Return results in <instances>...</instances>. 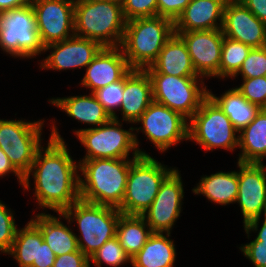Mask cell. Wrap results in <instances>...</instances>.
<instances>
[{
    "mask_svg": "<svg viewBox=\"0 0 266 267\" xmlns=\"http://www.w3.org/2000/svg\"><path fill=\"white\" fill-rule=\"evenodd\" d=\"M44 148L41 146L33 164L24 176L23 189H30V174L34 177V196L40 208H49L62 213L80 199L79 163L77 164L67 149V144L59 135L56 125Z\"/></svg>",
    "mask_w": 266,
    "mask_h": 267,
    "instance_id": "1",
    "label": "cell"
},
{
    "mask_svg": "<svg viewBox=\"0 0 266 267\" xmlns=\"http://www.w3.org/2000/svg\"><path fill=\"white\" fill-rule=\"evenodd\" d=\"M138 157L81 160L79 171L80 199L99 205L119 208L122 204L131 164Z\"/></svg>",
    "mask_w": 266,
    "mask_h": 267,
    "instance_id": "2",
    "label": "cell"
},
{
    "mask_svg": "<svg viewBox=\"0 0 266 267\" xmlns=\"http://www.w3.org/2000/svg\"><path fill=\"white\" fill-rule=\"evenodd\" d=\"M122 4L107 0H75V36L120 47L126 26Z\"/></svg>",
    "mask_w": 266,
    "mask_h": 267,
    "instance_id": "3",
    "label": "cell"
},
{
    "mask_svg": "<svg viewBox=\"0 0 266 267\" xmlns=\"http://www.w3.org/2000/svg\"><path fill=\"white\" fill-rule=\"evenodd\" d=\"M173 34L174 23L166 17L154 16L127 21L120 48L129 67L144 70L151 66Z\"/></svg>",
    "mask_w": 266,
    "mask_h": 267,
    "instance_id": "4",
    "label": "cell"
},
{
    "mask_svg": "<svg viewBox=\"0 0 266 267\" xmlns=\"http://www.w3.org/2000/svg\"><path fill=\"white\" fill-rule=\"evenodd\" d=\"M122 213L118 208L77 200L62 212V217L70 224H78L80 237L77 244L86 256L90 257L106 241L116 236V226Z\"/></svg>",
    "mask_w": 266,
    "mask_h": 267,
    "instance_id": "5",
    "label": "cell"
},
{
    "mask_svg": "<svg viewBox=\"0 0 266 267\" xmlns=\"http://www.w3.org/2000/svg\"><path fill=\"white\" fill-rule=\"evenodd\" d=\"M121 123L120 120L112 118L101 126L76 130L77 138L87 149L82 160L129 158L131 151H133V157L149 156L148 153L139 149L136 133H132L133 127L125 130L121 128L123 126Z\"/></svg>",
    "mask_w": 266,
    "mask_h": 267,
    "instance_id": "6",
    "label": "cell"
},
{
    "mask_svg": "<svg viewBox=\"0 0 266 267\" xmlns=\"http://www.w3.org/2000/svg\"><path fill=\"white\" fill-rule=\"evenodd\" d=\"M175 168H167L149 156H139L130 166L126 191L118 210L125 215L141 216L154 201L164 179Z\"/></svg>",
    "mask_w": 266,
    "mask_h": 267,
    "instance_id": "7",
    "label": "cell"
},
{
    "mask_svg": "<svg viewBox=\"0 0 266 267\" xmlns=\"http://www.w3.org/2000/svg\"><path fill=\"white\" fill-rule=\"evenodd\" d=\"M188 121V140L195 141L205 151L238 148L239 136L236 133L239 131L209 96Z\"/></svg>",
    "mask_w": 266,
    "mask_h": 267,
    "instance_id": "8",
    "label": "cell"
},
{
    "mask_svg": "<svg viewBox=\"0 0 266 267\" xmlns=\"http://www.w3.org/2000/svg\"><path fill=\"white\" fill-rule=\"evenodd\" d=\"M147 74L152 83L153 100L181 113L188 120L208 97L209 90L204 86L202 77H178L162 73Z\"/></svg>",
    "mask_w": 266,
    "mask_h": 267,
    "instance_id": "9",
    "label": "cell"
},
{
    "mask_svg": "<svg viewBox=\"0 0 266 267\" xmlns=\"http://www.w3.org/2000/svg\"><path fill=\"white\" fill-rule=\"evenodd\" d=\"M0 48L13 57L32 58L44 53L31 4L2 12Z\"/></svg>",
    "mask_w": 266,
    "mask_h": 267,
    "instance_id": "10",
    "label": "cell"
},
{
    "mask_svg": "<svg viewBox=\"0 0 266 267\" xmlns=\"http://www.w3.org/2000/svg\"><path fill=\"white\" fill-rule=\"evenodd\" d=\"M42 125L44 120L26 122L22 119H0V148L23 176L30 170L36 153L42 146Z\"/></svg>",
    "mask_w": 266,
    "mask_h": 267,
    "instance_id": "11",
    "label": "cell"
},
{
    "mask_svg": "<svg viewBox=\"0 0 266 267\" xmlns=\"http://www.w3.org/2000/svg\"><path fill=\"white\" fill-rule=\"evenodd\" d=\"M187 120L181 113L153 100L136 121L142 126L133 129L137 133L142 131L160 152H165L178 142L188 140Z\"/></svg>",
    "mask_w": 266,
    "mask_h": 267,
    "instance_id": "12",
    "label": "cell"
},
{
    "mask_svg": "<svg viewBox=\"0 0 266 267\" xmlns=\"http://www.w3.org/2000/svg\"><path fill=\"white\" fill-rule=\"evenodd\" d=\"M30 4L43 47L75 35V0H30Z\"/></svg>",
    "mask_w": 266,
    "mask_h": 267,
    "instance_id": "13",
    "label": "cell"
},
{
    "mask_svg": "<svg viewBox=\"0 0 266 267\" xmlns=\"http://www.w3.org/2000/svg\"><path fill=\"white\" fill-rule=\"evenodd\" d=\"M183 183L175 168L161 183L151 206L141 215L153 232L170 233L181 213Z\"/></svg>",
    "mask_w": 266,
    "mask_h": 267,
    "instance_id": "14",
    "label": "cell"
},
{
    "mask_svg": "<svg viewBox=\"0 0 266 267\" xmlns=\"http://www.w3.org/2000/svg\"><path fill=\"white\" fill-rule=\"evenodd\" d=\"M185 42L199 77L219 78L224 35L222 29L174 32Z\"/></svg>",
    "mask_w": 266,
    "mask_h": 267,
    "instance_id": "15",
    "label": "cell"
},
{
    "mask_svg": "<svg viewBox=\"0 0 266 267\" xmlns=\"http://www.w3.org/2000/svg\"><path fill=\"white\" fill-rule=\"evenodd\" d=\"M238 195L235 203L240 206L244 226L262 216L266 204V165L263 163L237 162Z\"/></svg>",
    "mask_w": 266,
    "mask_h": 267,
    "instance_id": "16",
    "label": "cell"
},
{
    "mask_svg": "<svg viewBox=\"0 0 266 267\" xmlns=\"http://www.w3.org/2000/svg\"><path fill=\"white\" fill-rule=\"evenodd\" d=\"M222 32L224 37L251 48L266 46V24L238 0L225 4Z\"/></svg>",
    "mask_w": 266,
    "mask_h": 267,
    "instance_id": "17",
    "label": "cell"
},
{
    "mask_svg": "<svg viewBox=\"0 0 266 267\" xmlns=\"http://www.w3.org/2000/svg\"><path fill=\"white\" fill-rule=\"evenodd\" d=\"M103 47L96 41L72 36L44 47L51 54L41 62V69L67 70L87 67Z\"/></svg>",
    "mask_w": 266,
    "mask_h": 267,
    "instance_id": "18",
    "label": "cell"
},
{
    "mask_svg": "<svg viewBox=\"0 0 266 267\" xmlns=\"http://www.w3.org/2000/svg\"><path fill=\"white\" fill-rule=\"evenodd\" d=\"M130 69L120 47H103L88 64L80 84L94 93L119 81Z\"/></svg>",
    "mask_w": 266,
    "mask_h": 267,
    "instance_id": "19",
    "label": "cell"
},
{
    "mask_svg": "<svg viewBox=\"0 0 266 267\" xmlns=\"http://www.w3.org/2000/svg\"><path fill=\"white\" fill-rule=\"evenodd\" d=\"M152 101V83L147 72L130 69L124 75L123 98L120 106L122 120L136 124Z\"/></svg>",
    "mask_w": 266,
    "mask_h": 267,
    "instance_id": "20",
    "label": "cell"
},
{
    "mask_svg": "<svg viewBox=\"0 0 266 267\" xmlns=\"http://www.w3.org/2000/svg\"><path fill=\"white\" fill-rule=\"evenodd\" d=\"M225 4L223 0H191L173 22L174 32L222 29Z\"/></svg>",
    "mask_w": 266,
    "mask_h": 267,
    "instance_id": "21",
    "label": "cell"
},
{
    "mask_svg": "<svg viewBox=\"0 0 266 267\" xmlns=\"http://www.w3.org/2000/svg\"><path fill=\"white\" fill-rule=\"evenodd\" d=\"M144 70L147 73H162L178 77H199L185 42L176 33L166 41L151 66Z\"/></svg>",
    "mask_w": 266,
    "mask_h": 267,
    "instance_id": "22",
    "label": "cell"
},
{
    "mask_svg": "<svg viewBox=\"0 0 266 267\" xmlns=\"http://www.w3.org/2000/svg\"><path fill=\"white\" fill-rule=\"evenodd\" d=\"M59 218L51 214H36L30 221L41 231L44 241L56 256L77 251V235L60 221L62 213H58Z\"/></svg>",
    "mask_w": 266,
    "mask_h": 267,
    "instance_id": "23",
    "label": "cell"
},
{
    "mask_svg": "<svg viewBox=\"0 0 266 267\" xmlns=\"http://www.w3.org/2000/svg\"><path fill=\"white\" fill-rule=\"evenodd\" d=\"M49 102L79 122L95 127L101 126L112 119L94 93H90L88 96L52 98Z\"/></svg>",
    "mask_w": 266,
    "mask_h": 267,
    "instance_id": "24",
    "label": "cell"
},
{
    "mask_svg": "<svg viewBox=\"0 0 266 267\" xmlns=\"http://www.w3.org/2000/svg\"><path fill=\"white\" fill-rule=\"evenodd\" d=\"M238 136V147L242 150L238 162L263 163L266 157V109H260Z\"/></svg>",
    "mask_w": 266,
    "mask_h": 267,
    "instance_id": "25",
    "label": "cell"
},
{
    "mask_svg": "<svg viewBox=\"0 0 266 267\" xmlns=\"http://www.w3.org/2000/svg\"><path fill=\"white\" fill-rule=\"evenodd\" d=\"M166 235V236H165ZM153 232L142 249L131 258L133 267H173L175 244L168 239L170 233Z\"/></svg>",
    "mask_w": 266,
    "mask_h": 267,
    "instance_id": "26",
    "label": "cell"
},
{
    "mask_svg": "<svg viewBox=\"0 0 266 267\" xmlns=\"http://www.w3.org/2000/svg\"><path fill=\"white\" fill-rule=\"evenodd\" d=\"M192 191L219 205L235 203L238 195V171L205 175Z\"/></svg>",
    "mask_w": 266,
    "mask_h": 267,
    "instance_id": "27",
    "label": "cell"
},
{
    "mask_svg": "<svg viewBox=\"0 0 266 267\" xmlns=\"http://www.w3.org/2000/svg\"><path fill=\"white\" fill-rule=\"evenodd\" d=\"M153 231L139 215L121 214L116 226V236L122 249L132 258L148 241Z\"/></svg>",
    "mask_w": 266,
    "mask_h": 267,
    "instance_id": "28",
    "label": "cell"
},
{
    "mask_svg": "<svg viewBox=\"0 0 266 267\" xmlns=\"http://www.w3.org/2000/svg\"><path fill=\"white\" fill-rule=\"evenodd\" d=\"M208 96L228 116L233 126L240 132L260 111L257 105L248 102L234 87L227 90L220 97L208 91Z\"/></svg>",
    "mask_w": 266,
    "mask_h": 267,
    "instance_id": "29",
    "label": "cell"
},
{
    "mask_svg": "<svg viewBox=\"0 0 266 267\" xmlns=\"http://www.w3.org/2000/svg\"><path fill=\"white\" fill-rule=\"evenodd\" d=\"M43 241L41 231L29 221L24 228L17 229L7 254L13 256L19 267H32V264H38L39 244Z\"/></svg>",
    "mask_w": 266,
    "mask_h": 267,
    "instance_id": "30",
    "label": "cell"
},
{
    "mask_svg": "<svg viewBox=\"0 0 266 267\" xmlns=\"http://www.w3.org/2000/svg\"><path fill=\"white\" fill-rule=\"evenodd\" d=\"M250 50V46L228 37H224L219 63V78H234Z\"/></svg>",
    "mask_w": 266,
    "mask_h": 267,
    "instance_id": "31",
    "label": "cell"
},
{
    "mask_svg": "<svg viewBox=\"0 0 266 267\" xmlns=\"http://www.w3.org/2000/svg\"><path fill=\"white\" fill-rule=\"evenodd\" d=\"M96 267H101L102 263H106L111 267H119L122 264L130 263V256L122 249L117 236L106 241L97 251L90 257Z\"/></svg>",
    "mask_w": 266,
    "mask_h": 267,
    "instance_id": "32",
    "label": "cell"
},
{
    "mask_svg": "<svg viewBox=\"0 0 266 267\" xmlns=\"http://www.w3.org/2000/svg\"><path fill=\"white\" fill-rule=\"evenodd\" d=\"M123 89H124V76L114 83H111L103 88L98 89L94 92L97 100L109 113V115L118 120L115 109L119 111L122 98H123ZM119 108V109H118Z\"/></svg>",
    "mask_w": 266,
    "mask_h": 267,
    "instance_id": "33",
    "label": "cell"
},
{
    "mask_svg": "<svg viewBox=\"0 0 266 267\" xmlns=\"http://www.w3.org/2000/svg\"><path fill=\"white\" fill-rule=\"evenodd\" d=\"M243 79L266 76V46L251 48L237 75Z\"/></svg>",
    "mask_w": 266,
    "mask_h": 267,
    "instance_id": "34",
    "label": "cell"
},
{
    "mask_svg": "<svg viewBox=\"0 0 266 267\" xmlns=\"http://www.w3.org/2000/svg\"><path fill=\"white\" fill-rule=\"evenodd\" d=\"M236 89L248 102L266 109V76L243 79Z\"/></svg>",
    "mask_w": 266,
    "mask_h": 267,
    "instance_id": "35",
    "label": "cell"
},
{
    "mask_svg": "<svg viewBox=\"0 0 266 267\" xmlns=\"http://www.w3.org/2000/svg\"><path fill=\"white\" fill-rule=\"evenodd\" d=\"M17 231L13 213L0 200V251L7 254L12 247Z\"/></svg>",
    "mask_w": 266,
    "mask_h": 267,
    "instance_id": "36",
    "label": "cell"
},
{
    "mask_svg": "<svg viewBox=\"0 0 266 267\" xmlns=\"http://www.w3.org/2000/svg\"><path fill=\"white\" fill-rule=\"evenodd\" d=\"M126 21L157 16V0H125L122 3Z\"/></svg>",
    "mask_w": 266,
    "mask_h": 267,
    "instance_id": "37",
    "label": "cell"
},
{
    "mask_svg": "<svg viewBox=\"0 0 266 267\" xmlns=\"http://www.w3.org/2000/svg\"><path fill=\"white\" fill-rule=\"evenodd\" d=\"M190 2L191 0H157V16L174 22Z\"/></svg>",
    "mask_w": 266,
    "mask_h": 267,
    "instance_id": "38",
    "label": "cell"
},
{
    "mask_svg": "<svg viewBox=\"0 0 266 267\" xmlns=\"http://www.w3.org/2000/svg\"><path fill=\"white\" fill-rule=\"evenodd\" d=\"M239 249L243 252L255 267H266V245L256 239L242 245Z\"/></svg>",
    "mask_w": 266,
    "mask_h": 267,
    "instance_id": "39",
    "label": "cell"
},
{
    "mask_svg": "<svg viewBox=\"0 0 266 267\" xmlns=\"http://www.w3.org/2000/svg\"><path fill=\"white\" fill-rule=\"evenodd\" d=\"M52 267H90L89 257L81 250L56 256Z\"/></svg>",
    "mask_w": 266,
    "mask_h": 267,
    "instance_id": "40",
    "label": "cell"
},
{
    "mask_svg": "<svg viewBox=\"0 0 266 267\" xmlns=\"http://www.w3.org/2000/svg\"><path fill=\"white\" fill-rule=\"evenodd\" d=\"M55 259L56 255L48 244L43 241L42 244H39L38 264H32V267H52Z\"/></svg>",
    "mask_w": 266,
    "mask_h": 267,
    "instance_id": "41",
    "label": "cell"
},
{
    "mask_svg": "<svg viewBox=\"0 0 266 267\" xmlns=\"http://www.w3.org/2000/svg\"><path fill=\"white\" fill-rule=\"evenodd\" d=\"M260 21L266 24V0H238Z\"/></svg>",
    "mask_w": 266,
    "mask_h": 267,
    "instance_id": "42",
    "label": "cell"
},
{
    "mask_svg": "<svg viewBox=\"0 0 266 267\" xmlns=\"http://www.w3.org/2000/svg\"><path fill=\"white\" fill-rule=\"evenodd\" d=\"M14 173L15 176L19 179L20 185L23 186L24 176L13 166L10 162L8 156L4 153V151L0 148V177Z\"/></svg>",
    "mask_w": 266,
    "mask_h": 267,
    "instance_id": "43",
    "label": "cell"
},
{
    "mask_svg": "<svg viewBox=\"0 0 266 267\" xmlns=\"http://www.w3.org/2000/svg\"><path fill=\"white\" fill-rule=\"evenodd\" d=\"M260 218L253 219L249 221L244 227L246 234H248L249 239V233L251 231H258L257 237L255 238L258 241L262 242V245H266V221L264 220L262 223V226L260 230H258Z\"/></svg>",
    "mask_w": 266,
    "mask_h": 267,
    "instance_id": "44",
    "label": "cell"
},
{
    "mask_svg": "<svg viewBox=\"0 0 266 267\" xmlns=\"http://www.w3.org/2000/svg\"><path fill=\"white\" fill-rule=\"evenodd\" d=\"M30 0H0V12H5L26 6Z\"/></svg>",
    "mask_w": 266,
    "mask_h": 267,
    "instance_id": "45",
    "label": "cell"
},
{
    "mask_svg": "<svg viewBox=\"0 0 266 267\" xmlns=\"http://www.w3.org/2000/svg\"><path fill=\"white\" fill-rule=\"evenodd\" d=\"M262 214L264 215V220L266 221V204L263 208Z\"/></svg>",
    "mask_w": 266,
    "mask_h": 267,
    "instance_id": "46",
    "label": "cell"
},
{
    "mask_svg": "<svg viewBox=\"0 0 266 267\" xmlns=\"http://www.w3.org/2000/svg\"><path fill=\"white\" fill-rule=\"evenodd\" d=\"M107 1H113V2H116V3L122 4L125 0H107Z\"/></svg>",
    "mask_w": 266,
    "mask_h": 267,
    "instance_id": "47",
    "label": "cell"
},
{
    "mask_svg": "<svg viewBox=\"0 0 266 267\" xmlns=\"http://www.w3.org/2000/svg\"><path fill=\"white\" fill-rule=\"evenodd\" d=\"M225 3H227V2H230V1H233V0H223Z\"/></svg>",
    "mask_w": 266,
    "mask_h": 267,
    "instance_id": "48",
    "label": "cell"
}]
</instances>
